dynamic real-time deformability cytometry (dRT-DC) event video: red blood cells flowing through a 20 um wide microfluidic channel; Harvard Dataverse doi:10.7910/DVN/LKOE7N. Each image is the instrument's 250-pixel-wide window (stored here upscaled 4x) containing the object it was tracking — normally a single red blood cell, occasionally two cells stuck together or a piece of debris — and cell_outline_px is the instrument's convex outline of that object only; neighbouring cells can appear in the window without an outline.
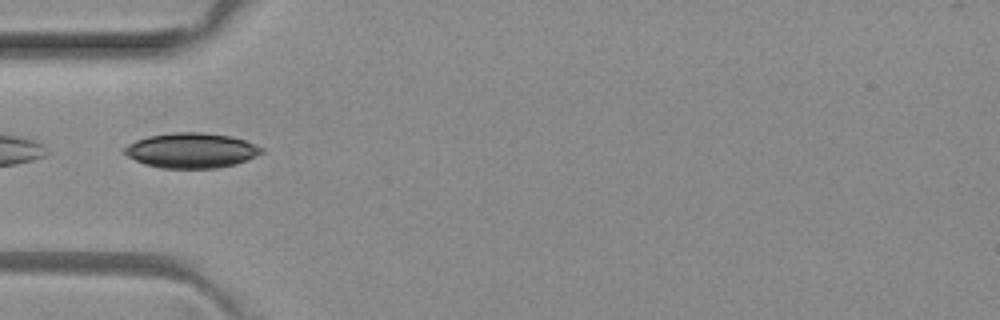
{"species": "common noctule bat (a hibernating species)", "species_latin": "Nyctalus noctula", "temperature_condition": "room temperature", "stored_images_in_passage": 3, "camera_frame_rate_fps": 3000, "um_per_image_px": 0.085, "animal": {"sex": "female", "body_mass_g": 29.2, "forearm_length_mm": 56.3}, "frame": {"image": 1, "passage_image": 3, "time_ms": 0.667, "image_size_px": [1000, 320], "cell_outline_px": [[264, 152], [256, 156], [236, 164], [216, 168], [160, 168], [144, 164], [128, 156], [124, 152], [124, 148], [128, 144], [136, 140], [148, 136], [176, 132], [200, 132], [232, 136], [244, 140], [264, 148]], "centroid_in_image_um": [16.28, 12.79], "position_along_channel_um": 68.7, "area_um2": 27.98}}